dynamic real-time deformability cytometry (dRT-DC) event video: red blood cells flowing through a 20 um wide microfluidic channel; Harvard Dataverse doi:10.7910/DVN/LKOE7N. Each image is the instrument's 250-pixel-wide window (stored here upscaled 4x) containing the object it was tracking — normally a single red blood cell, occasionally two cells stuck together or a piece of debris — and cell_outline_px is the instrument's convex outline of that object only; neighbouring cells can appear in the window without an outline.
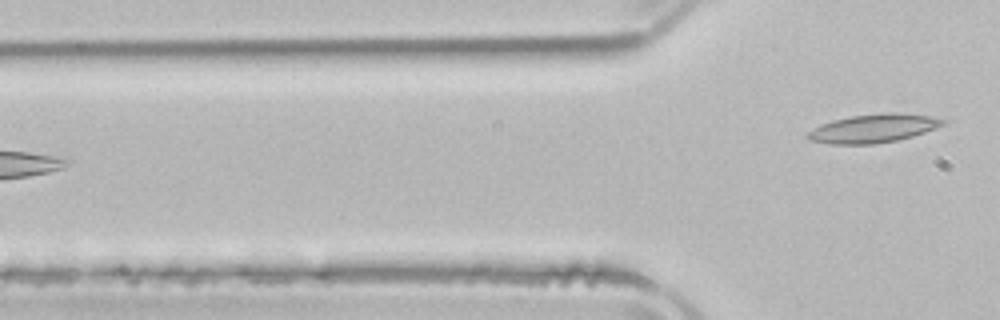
{"species": "common noctule bat (a hibernating species)", "species_latin": "Nyctalus noctula", "temperature_condition": "room temperature", "stored_images_in_passage": 4, "camera_frame_rate_fps": 3000, "um_per_image_px": 0.085, "animal": {"sex": "male", "body_mass_g": 21.5, "forearm_length_mm": 52.0}, "frame": {"image": 1, "passage_image": 4, "time_ms": 6.0, "image_size_px": [1000, 320], "cell_outline_px": [[948, 120], [944, 124], [936, 128], [912, 136], [896, 140], [872, 144], [832, 144], [808, 140], [804, 136], [812, 128], [820, 124], [832, 120], [852, 116], [888, 112], [900, 112], [932, 116]], "centroid_in_image_um": [74.22, 10.9], "position_along_channel_um": 51.6, "area_um2": 22.6}}